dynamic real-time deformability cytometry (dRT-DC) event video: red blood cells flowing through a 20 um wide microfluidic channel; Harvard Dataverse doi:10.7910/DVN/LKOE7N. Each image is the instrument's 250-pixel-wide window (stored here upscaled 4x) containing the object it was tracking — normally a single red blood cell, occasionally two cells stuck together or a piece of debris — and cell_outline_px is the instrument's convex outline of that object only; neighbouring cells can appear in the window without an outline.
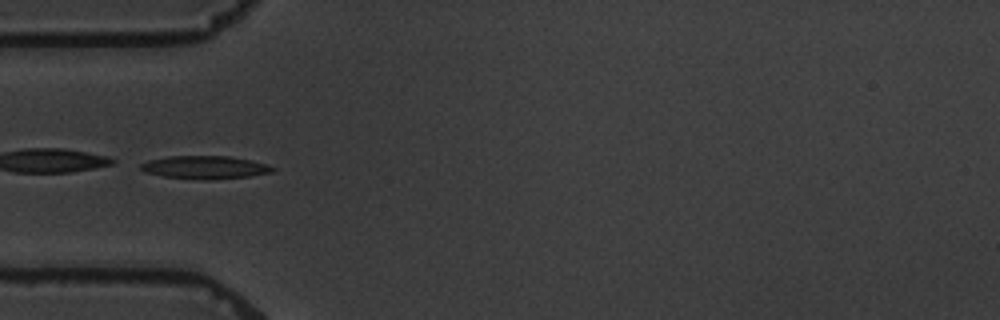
{"species": "common noctule bat (a hibernating species)", "species_latin": "Nyctalus noctula", "temperature_condition": "warm", "stored_images_in_passage": 7, "camera_frame_rate_fps": 3000, "um_per_image_px": 0.085, "animal": {"sex": "male", "body_mass_g": 19.5, "forearm_length_mm": 54.6}, "frame": {"image": 1, "passage_image": 5, "time_ms": 4.667, "image_size_px": [1000, 320], "cell_outline_px": [[276, 168], [272, 172], [248, 176], [212, 180], [204, 180], [164, 176], [144, 172], [140, 168], [140, 164], [148, 160], [168, 156], [228, 156], [252, 160]], "centroid_in_image_um": [17.39, 14.22], "position_along_channel_um": 67.6, "area_um2": 17.63}}